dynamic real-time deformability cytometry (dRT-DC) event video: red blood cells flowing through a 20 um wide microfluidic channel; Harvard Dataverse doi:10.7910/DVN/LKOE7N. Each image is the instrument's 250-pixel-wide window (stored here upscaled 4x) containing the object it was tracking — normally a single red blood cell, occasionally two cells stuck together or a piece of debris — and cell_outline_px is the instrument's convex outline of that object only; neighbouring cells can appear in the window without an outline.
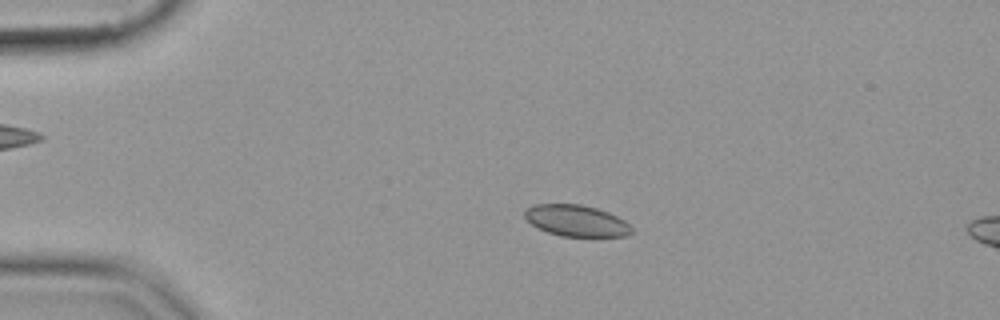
{"species": "common noctule bat (a hibernating species)", "species_latin": "Nyctalus noctula", "temperature_condition": "cold", "stored_images_in_passage": 55, "camera_frame_rate_fps": 3000, "um_per_image_px": 0.085, "animal": {"sex": "female", "body_mass_g": 19.9}, "frame": {"image": 1, "passage_image": 12, "time_ms": 3.667, "image_size_px": [1000, 320], "cell_outline_px": [[632, 232], [628, 236], [560, 236], [536, 228], [524, 216], [524, 212], [532, 204], [580, 204], [596, 208], [608, 212], [624, 220], [632, 228]], "centroid_in_image_um": [48.97, 18.76], "position_along_channel_um": 36.0, "area_um2": 19.48}}
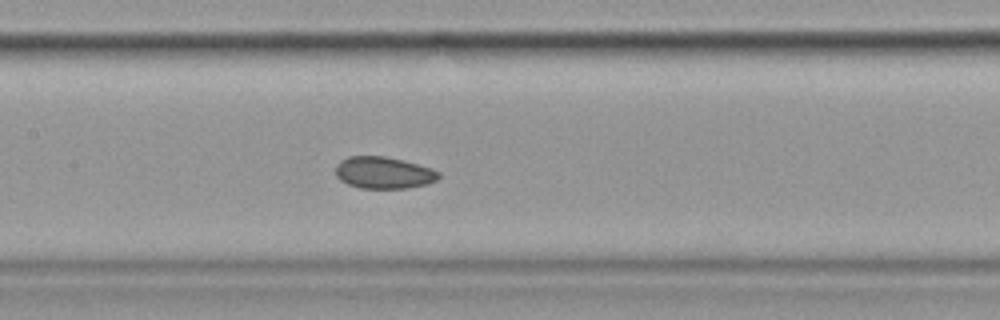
{"frame": {"image": 2, "passage_image": 27, "time_ms": 8.667, "image_size_px": [1000, 320], "cell_outline_px": [[440, 176], [436, 180], [428, 184], [408, 188], [360, 188], [348, 184], [340, 180], [336, 176], [336, 164], [340, 160], [348, 156], [384, 156], [404, 160], [432, 168], [440, 172]], "centroid_in_image_um": [32.61, 14.67], "position_along_channel_um": 174.8, "area_um2": 19.31}}
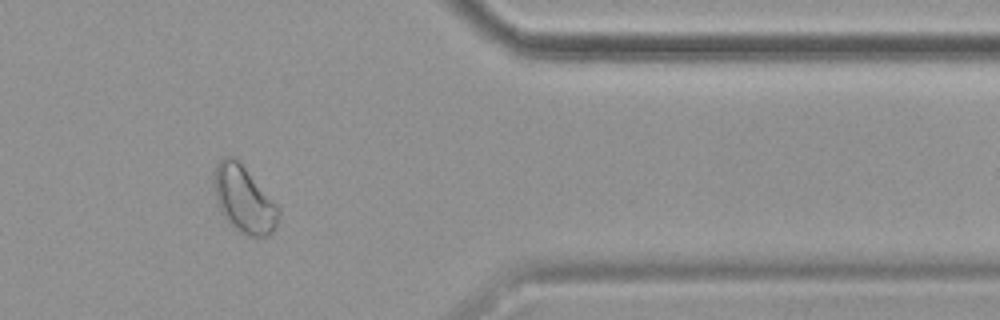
{"frame": {"image": 3, "passage_image": 46, "time_ms": 15.0, "image_size_px": [1000, 320], "cell_outline_px": [[280, 216], [276, 228], [268, 236], [248, 236], [228, 224], [216, 200], [212, 184], [212, 180], [216, 164], [224, 156], [236, 156], [280, 208]], "centroid_in_image_um": [20.73, 16.92], "position_along_channel_um": 390.7, "area_um2": 25.49}}